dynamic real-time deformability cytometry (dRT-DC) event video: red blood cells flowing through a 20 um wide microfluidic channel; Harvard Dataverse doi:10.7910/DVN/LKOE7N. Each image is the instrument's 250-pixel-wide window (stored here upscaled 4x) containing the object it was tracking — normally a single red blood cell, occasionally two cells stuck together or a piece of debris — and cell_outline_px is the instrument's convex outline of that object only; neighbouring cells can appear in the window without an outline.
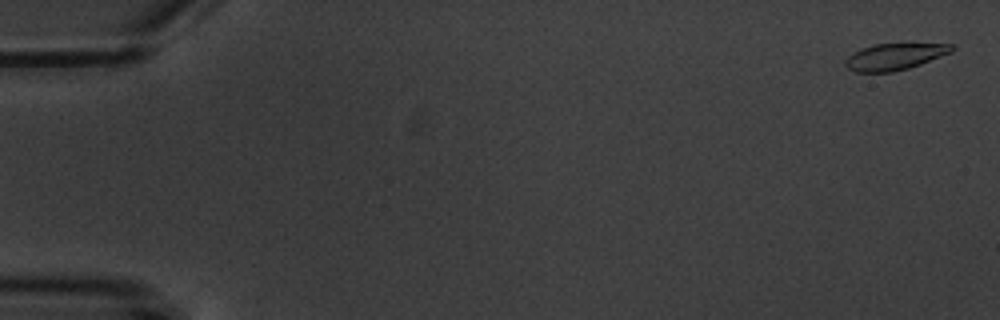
{"species": "common noctule bat (a hibernating species)", "species_latin": "Nyctalus noctula", "temperature_condition": "warm", "stored_images_in_passage": 7, "camera_frame_rate_fps": 3000, "um_per_image_px": 0.085, "animal": {"sex": "male", "body_mass_g": 20.1, "forearm_length_mm": 53.5}, "frame": {"image": 1, "passage_image": 1, "time_ms": 0.0, "image_size_px": [1000, 320], "cell_outline_px": [[956, 48], [952, 52], [920, 64], [908, 68], [892, 72], [856, 72], [848, 68], [844, 64], [844, 60], [852, 52], [872, 44], [952, 44]], "centroid_in_image_um": [76.01, 4.81], "position_along_channel_um": 9.0, "area_um2": 16.42}}
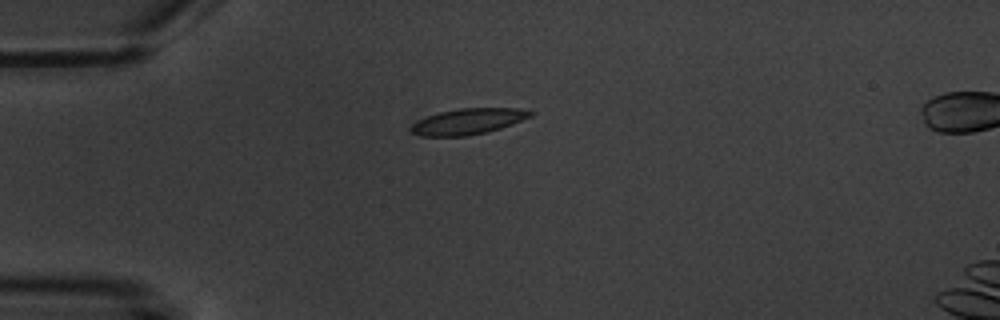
{"frame": {"image": 2, "passage_image": 5, "time_ms": 4.667, "image_size_px": [1000, 320], "cell_outline_px": [[536, 112], [532, 116], [512, 124], [500, 128], [484, 132], [464, 136], [420, 136], [412, 132], [412, 124], [428, 116], [440, 112], [460, 108], [520, 108]], "centroid_in_image_um": [39.84, 10.31], "position_along_channel_um": 45.2, "area_um2": 17.74}}